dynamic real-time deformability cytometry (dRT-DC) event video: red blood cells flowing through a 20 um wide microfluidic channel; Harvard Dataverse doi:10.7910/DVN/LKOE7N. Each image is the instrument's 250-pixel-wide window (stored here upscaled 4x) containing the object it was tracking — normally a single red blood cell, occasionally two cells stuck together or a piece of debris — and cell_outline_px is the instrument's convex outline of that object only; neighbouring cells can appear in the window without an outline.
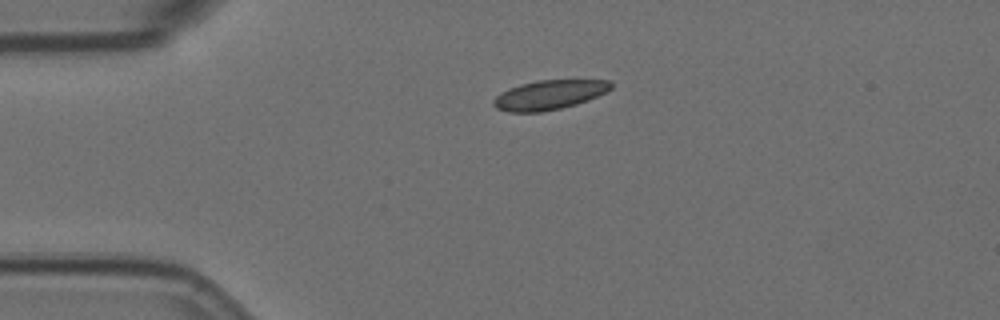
{"species": "Egyptian fruit bat (a non-hibernating species)", "species_latin": "Rousettus aegyptiacus", "temperature_condition": "room temperature", "stored_images_in_passage": 2, "camera_frame_rate_fps": 3000, "um_per_image_px": 0.085, "animal": {"sex": "female"}, "frame": {"image": 1, "passage_image": 1, "time_ms": 0.0, "image_size_px": [1000, 320], "cell_outline_px": [[612, 88], [588, 100], [576, 104], [560, 108], [540, 112], [512, 112], [496, 108], [492, 104], [492, 100], [500, 92], [508, 88], [520, 84], [540, 80], [612, 80]], "centroid_in_image_um": [46.65, 8.06], "position_along_channel_um": 38.3, "area_um2": 20.06}}